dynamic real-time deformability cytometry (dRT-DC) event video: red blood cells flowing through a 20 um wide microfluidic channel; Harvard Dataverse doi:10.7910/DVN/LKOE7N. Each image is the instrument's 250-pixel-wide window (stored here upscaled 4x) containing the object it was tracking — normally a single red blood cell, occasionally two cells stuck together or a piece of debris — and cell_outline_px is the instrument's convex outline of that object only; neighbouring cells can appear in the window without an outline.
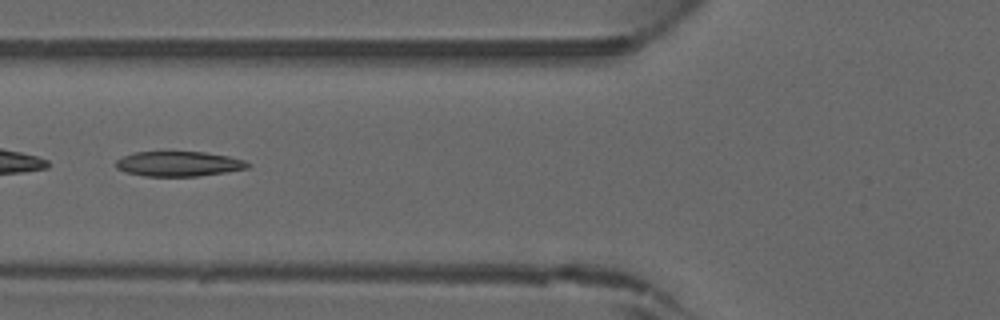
{"species": "common noctule bat (a hibernating species)", "species_latin": "Nyctalus noctula", "temperature_condition": "warm", "stored_images_in_passage": 33, "camera_frame_rate_fps": 3000, "um_per_image_px": 0.085, "animal": {"sex": "male", "forearm_length_mm": 52.5}, "frame": {"image": 1, "passage_image": 6, "time_ms": 1.667, "image_size_px": [1000, 320], "cell_outline_px": [[252, 164], [248, 168], [224, 172], [196, 176], [144, 176], [124, 172], [116, 168], [116, 160], [124, 156], [136, 152], [164, 148], [204, 152], [228, 156], [244, 160]], "centroid_in_image_um": [15.13, 13.87], "position_along_channel_um": 110.7, "area_um2": 20.06}}